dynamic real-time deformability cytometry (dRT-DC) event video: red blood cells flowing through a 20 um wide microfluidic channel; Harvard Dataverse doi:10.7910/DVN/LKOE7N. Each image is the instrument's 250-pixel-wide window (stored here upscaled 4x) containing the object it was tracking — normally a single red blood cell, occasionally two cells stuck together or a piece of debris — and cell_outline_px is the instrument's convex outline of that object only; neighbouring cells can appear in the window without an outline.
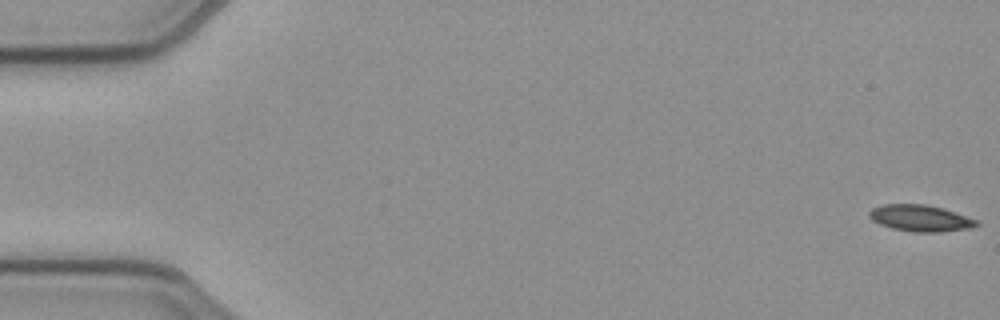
{"species": "common noctule bat (a hibernating species)", "species_latin": "Nyctalus noctula", "temperature_condition": "cold", "stored_images_in_passage": 53, "camera_frame_rate_fps": 3000, "um_per_image_px": 0.085, "animal": {"sex": "female", "body_mass_g": 21.9}, "frame": {"image": 1, "passage_image": 1, "time_ms": 0.0, "image_size_px": [1000, 320], "cell_outline_px": [[980, 224], [968, 228], [940, 232], [912, 232], [892, 228], [880, 224], [872, 220], [868, 216], [868, 212], [872, 208], [884, 204], [924, 204], [944, 208], [980, 220]], "centroid_in_image_um": [78.25, 18.54], "position_along_channel_um": 6.8, "area_um2": 16.7}}
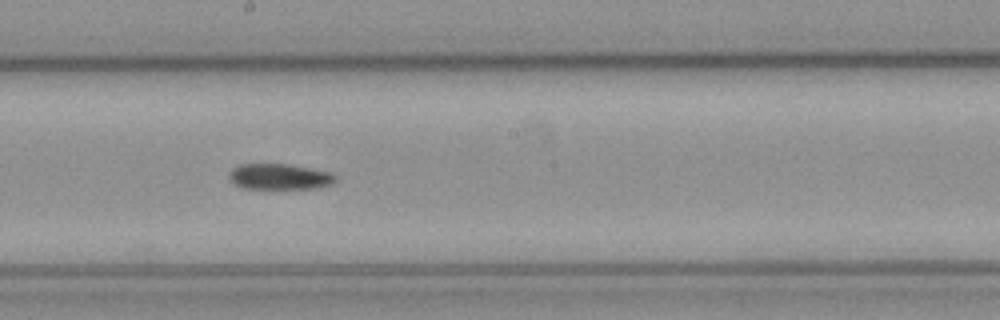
{"frame": {"image": 2, "passage_image": 29, "time_ms": 9.333, "image_size_px": [1000, 320], "cell_outline_px": [[336, 180], [332, 184], [316, 188], [244, 188], [228, 180], [228, 172], [232, 168], [240, 164], [288, 164], [332, 172], [336, 176]], "centroid_in_image_um": [23.75, 15.0], "position_along_channel_um": 224.5, "area_um2": 16.01}}
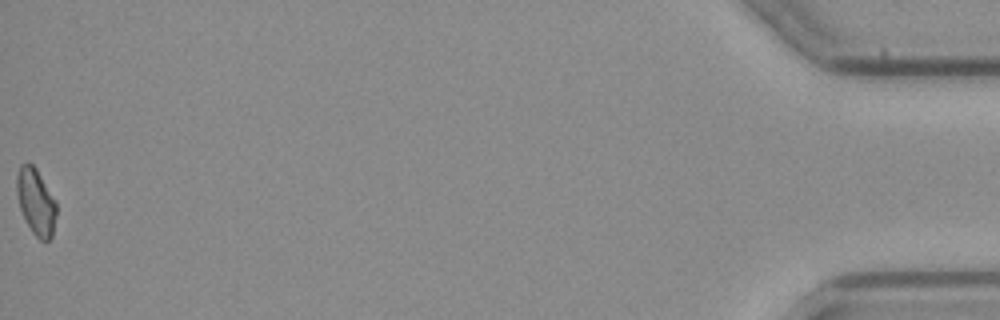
{"frame": {"image": 3, "passage_image": 53, "time_ms": 17.333, "image_size_px": [1000, 320], "cell_outline_px": [[56, 216], [52, 236], [48, 240], [40, 240], [32, 232], [20, 208], [16, 192], [16, 176], [20, 164], [32, 164], [36, 168], [56, 200]], "centroid_in_image_um": [3.05, 17.13], "position_along_channel_um": 432.1, "area_um2": 15.26}, "authors_computed_cell_mechanics": {"area_um2": 16.473, "velocity_mm_per_s": 3.9179, "shape_relaxation_time_tau1_ms": 8.6101, "shape_relaxation_time_tau2_ms": null, "deformation_change_tau1": 0.1243, "deformation_change_tau2": null}}